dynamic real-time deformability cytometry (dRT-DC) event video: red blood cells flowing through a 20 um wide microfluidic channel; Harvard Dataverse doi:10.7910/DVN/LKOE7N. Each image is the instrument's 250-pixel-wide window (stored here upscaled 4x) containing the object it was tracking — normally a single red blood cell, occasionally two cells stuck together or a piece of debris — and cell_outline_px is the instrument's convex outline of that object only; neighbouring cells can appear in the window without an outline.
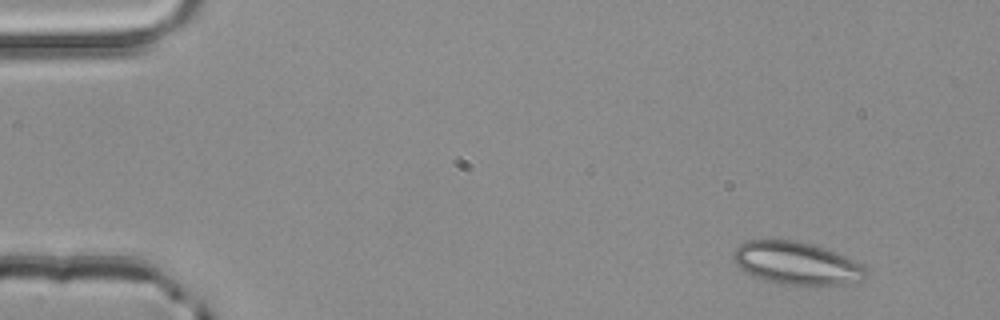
{"species": "common noctule bat (a hibernating species)", "species_latin": "Nyctalus noctula", "temperature_condition": "room temperature", "stored_images_in_passage": 3, "camera_frame_rate_fps": 3000, "um_per_image_px": 0.085, "animal": {"sex": "male", "body_mass_g": 20.4}, "frame": {"image": 1, "passage_image": 1, "time_ms": 0.0, "image_size_px": [1000, 320], "cell_outline_px": [[872, 276], [864, 280], [840, 284], [784, 284], [764, 280], [740, 268], [732, 260], [732, 252], [744, 240], [796, 240], [816, 244], [836, 252], [860, 264]], "centroid_in_image_um": [67.71, 22.35], "position_along_channel_um": 17.3, "area_um2": 32.95}}